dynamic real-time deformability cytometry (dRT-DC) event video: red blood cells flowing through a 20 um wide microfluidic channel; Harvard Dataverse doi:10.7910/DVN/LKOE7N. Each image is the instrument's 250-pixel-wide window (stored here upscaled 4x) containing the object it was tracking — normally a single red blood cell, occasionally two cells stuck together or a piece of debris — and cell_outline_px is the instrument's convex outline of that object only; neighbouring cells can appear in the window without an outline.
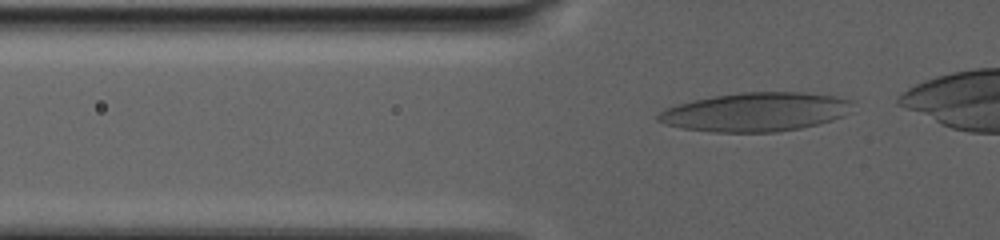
{"species": "human", "species_latin": "Homo sapiens", "temperature_condition": "warm", "stored_images_in_passage": 49, "camera_frame_rate_fps": 3000, "um_per_image_px": 0.085, "donor": {"sex": "male"}, "frame": {"image": 1, "passage_image": 15, "time_ms": 6.667, "image_size_px": [1000, 240], "cell_outline_px": [[856, 100], [844, 116], [832, 120], [800, 128], [776, 132], [712, 132], [684, 128], [664, 124], [656, 120], [656, 116], [664, 108], [676, 104], [692, 100], [712, 96], [740, 92], [804, 92], [836, 96]], "centroid_in_image_um": [64.22, 9.5], "position_along_channel_um": 61.6, "area_um2": 44.33}}
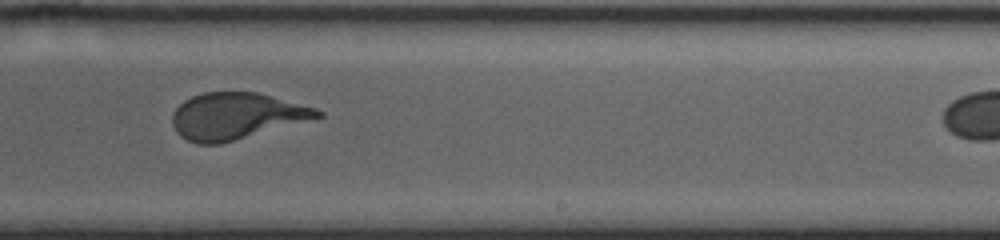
{"frame": {"image": 2, "passage_image": 34, "time_ms": 15.667, "image_size_px": [1000, 240], "cell_outline_px": [[324, 116], [220, 144], [196, 144], [180, 136], [176, 132], [172, 124], [172, 112], [184, 100], [192, 96], [204, 92], [256, 92], [316, 108], [324, 112]], "centroid_in_image_um": [20.04, 9.86], "position_along_channel_um": 269.0, "area_um2": 39.13}}
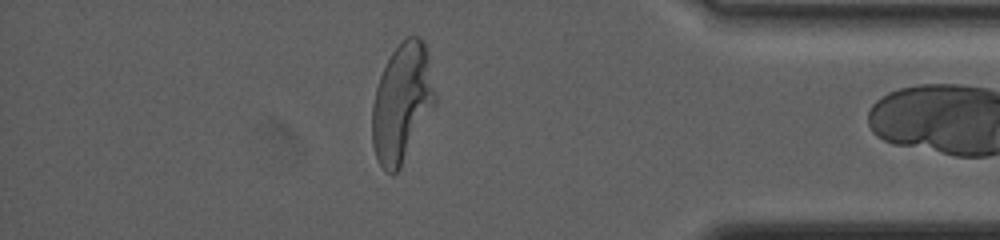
{"frame": {"image": 3, "passage_image": 48, "time_ms": 22.0, "image_size_px": [1000, 240], "cell_outline_px": [[436, 104], [400, 168], [392, 176], [384, 172], [376, 156], [372, 144], [372, 104], [376, 88], [380, 76], [392, 52], [408, 36], [420, 36], [424, 40], [428, 52], [436, 96]], "centroid_in_image_um": [34.18, 8.75], "position_along_channel_um": 401.0, "area_um2": 43.58}}